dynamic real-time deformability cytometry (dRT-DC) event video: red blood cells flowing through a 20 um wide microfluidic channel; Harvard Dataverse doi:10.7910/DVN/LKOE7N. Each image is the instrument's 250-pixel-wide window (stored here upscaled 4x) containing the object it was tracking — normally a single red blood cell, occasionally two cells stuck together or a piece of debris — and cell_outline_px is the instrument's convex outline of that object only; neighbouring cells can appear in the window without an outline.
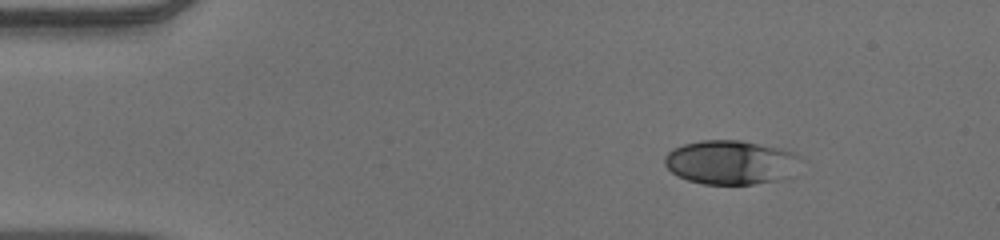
{"species": "human", "species_latin": "Homo sapiens", "temperature_condition": "warm", "stored_images_in_passage": 46, "camera_frame_rate_fps": 3000, "um_per_image_px": 0.085, "donor": {"sex": "male"}, "frame": {"image": 1, "passage_image": 1, "time_ms": 0.0, "image_size_px": [1000, 240], "cell_outline_px": [[800, 156], [776, 180], [752, 184], [704, 184], [688, 180], [676, 176], [664, 164], [664, 156], [672, 148], [684, 144], [700, 140], [740, 140], [780, 148], [792, 152]], "centroid_in_image_um": [61.92, 13.77], "position_along_channel_um": 23.1, "area_um2": 33.87}}
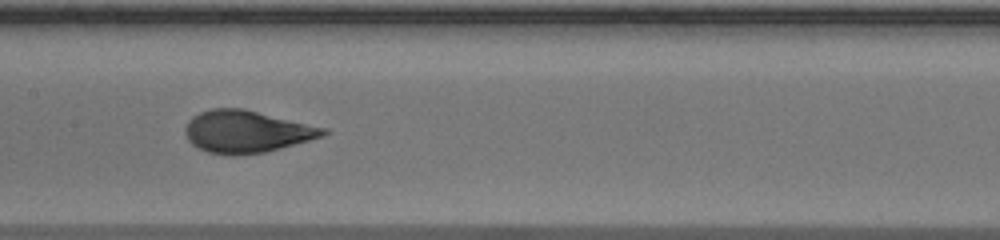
{"frame": {"image": 2, "passage_image": 20, "time_ms": 6.333, "image_size_px": [1000, 240], "cell_outline_px": [[328, 132], [324, 136], [280, 148], [264, 152], [236, 156], [228, 156], [208, 152], [196, 148], [188, 140], [184, 132], [184, 128], [188, 120], [192, 116], [200, 112], [212, 108], [244, 108], [328, 128]], "centroid_in_image_um": [20.93, 11.18], "position_along_channel_um": 186.5, "area_um2": 34.33}}
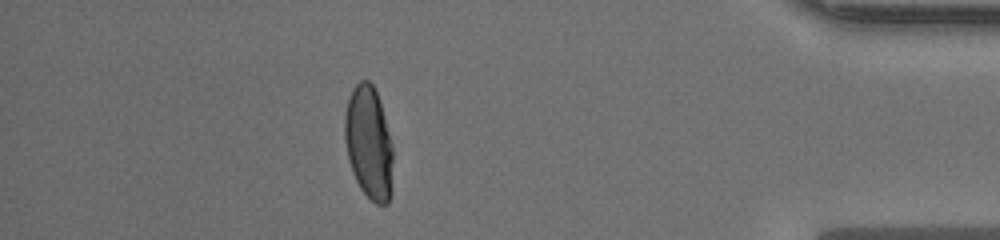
{"frame": {"image": 3, "passage_image": 40, "time_ms": 13.0, "image_size_px": [1000, 240], "cell_outline_px": [[392, 192], [388, 204], [376, 204], [360, 188], [352, 172], [348, 160], [344, 140], [344, 116], [348, 100], [352, 88], [360, 80], [368, 80], [372, 84], [376, 92], [384, 116], [392, 144]], "centroid_in_image_um": [31.33, 12.15], "position_along_channel_um": 403.9, "area_um2": 31.85}, "authors_computed_cell_mechanics": {"area_um2": 33.8419, "velocity_mm_per_s": 3.9146, "shape_relaxation_time_tau1_ms": 4.5283, "shape_relaxation_time_tau2_ms": null, "deformation_change_tau1": 0.2225, "deformation_change_tau2": null}}